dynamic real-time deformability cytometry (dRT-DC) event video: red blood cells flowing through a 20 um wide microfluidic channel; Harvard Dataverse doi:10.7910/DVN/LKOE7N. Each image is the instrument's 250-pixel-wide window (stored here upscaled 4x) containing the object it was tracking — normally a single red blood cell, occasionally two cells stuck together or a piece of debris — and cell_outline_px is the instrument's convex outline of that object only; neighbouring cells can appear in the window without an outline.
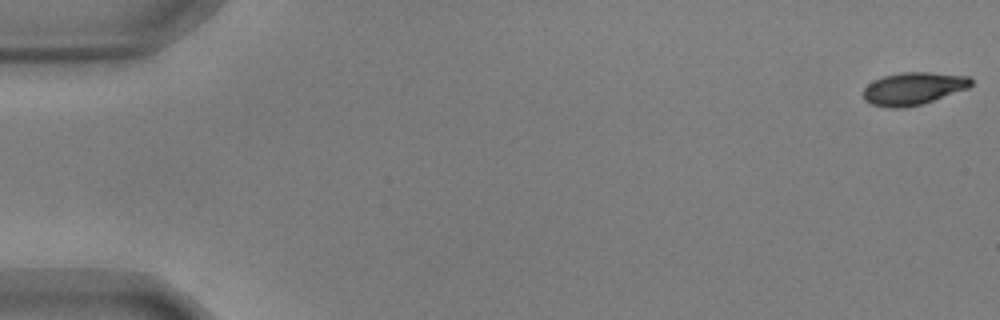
{"species": "common noctule bat (a hibernating species)", "species_latin": "Nyctalus noctula", "temperature_condition": "warm", "stored_images_in_passage": 54, "camera_frame_rate_fps": 3000, "um_per_image_px": 0.085, "animal": {"sex": "male", "body_mass_g": 17.9, "forearm_length_mm": 54.2}, "frame": {"image": 1, "passage_image": 1, "time_ms": 0.0, "image_size_px": [1000, 320], "cell_outline_px": [[972, 84], [968, 88], [920, 104], [904, 108], [888, 108], [872, 104], [864, 100], [864, 88], [868, 84], [884, 76], [904, 72], [928, 72], [968, 76], [972, 80]], "centroid_in_image_um": [77.62, 7.53], "position_along_channel_um": 7.4, "area_um2": 20.11}}
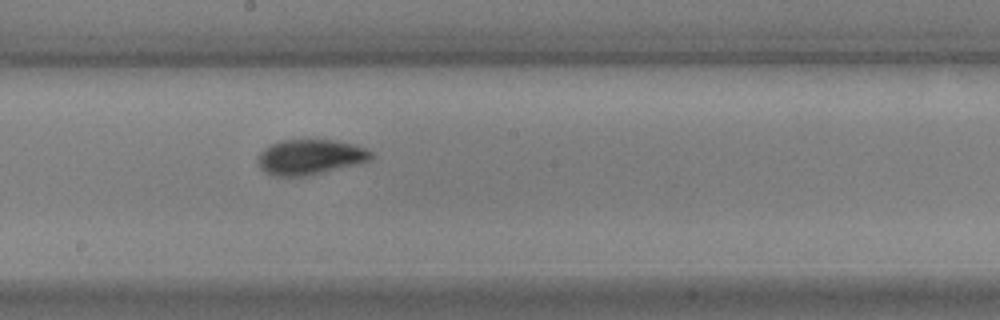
{"frame": {"image": 2, "passage_image": 31, "time_ms": 10.0, "image_size_px": [1000, 320], "cell_outline_px": [[372, 160], [304, 176], [272, 176], [260, 168], [260, 152], [264, 148], [280, 140], [332, 140], [356, 144], [372, 152]], "centroid_in_image_um": [26.37, 13.33], "position_along_channel_um": 221.8, "area_um2": 22.83}}
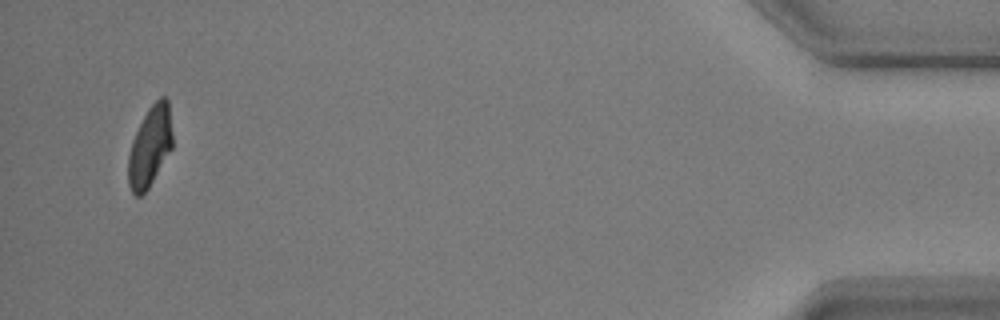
{"frame": {"image": 3, "passage_image": 54, "time_ms": 17.667, "image_size_px": [1000, 320], "cell_outline_px": [[172, 148], [148, 188], [140, 196], [136, 196], [132, 192], [128, 184], [128, 156], [132, 140], [148, 108], [160, 96], [164, 96], [168, 100], [172, 132]], "centroid_in_image_um": [12.74, 12.44], "position_along_channel_um": 422.5, "area_um2": 20.52}, "authors_computed_cell_mechanics": {"area_um2": 21.9062, "velocity_mm_per_s": 3.6259, "shape_relaxation_time_tau1_ms": 2.9318, "shape_relaxation_time_tau2_ms": null, "deformation_change_tau1": 0.147, "deformation_change_tau2": null}}